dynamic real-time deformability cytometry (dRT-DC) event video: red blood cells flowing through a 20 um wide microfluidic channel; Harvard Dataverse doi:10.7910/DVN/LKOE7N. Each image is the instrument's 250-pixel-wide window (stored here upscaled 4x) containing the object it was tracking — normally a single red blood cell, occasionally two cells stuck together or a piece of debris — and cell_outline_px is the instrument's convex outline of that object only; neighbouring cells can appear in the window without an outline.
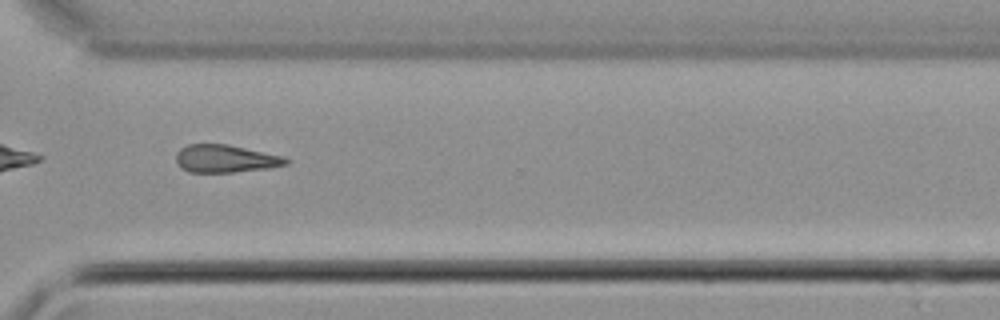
{"species": "common noctule bat (a hibernating species)", "species_latin": "Nyctalus noctula", "temperature_condition": "cold", "stored_images_in_passage": 33, "camera_frame_rate_fps": 3000, "um_per_image_px": 0.085, "animal": {"sex": "male", "body_mass_g": 21.5, "forearm_length_mm": 52.0}, "frame": {"image": 1, "passage_image": 24, "time_ms": 7.667, "image_size_px": [1000, 320], "cell_outline_px": [[292, 160], [288, 164], [268, 168], [232, 172], [188, 172], [180, 168], [176, 160], [176, 152], [180, 148], [188, 144], [228, 144], [284, 156]], "centroid_in_image_um": [19.17, 13.48], "position_along_channel_um": 351.4, "area_um2": 17.92}, "authors_computed_cell_mechanics": {"area_um2": 18.1492, "velocity_mm_per_s": 3.9401, "shape_relaxation_time_tau1_ms": null, "shape_relaxation_time_tau2_ms": 9.9795, "deformation_change_tau1": null, "deformation_change_tau2": 0.2425}}